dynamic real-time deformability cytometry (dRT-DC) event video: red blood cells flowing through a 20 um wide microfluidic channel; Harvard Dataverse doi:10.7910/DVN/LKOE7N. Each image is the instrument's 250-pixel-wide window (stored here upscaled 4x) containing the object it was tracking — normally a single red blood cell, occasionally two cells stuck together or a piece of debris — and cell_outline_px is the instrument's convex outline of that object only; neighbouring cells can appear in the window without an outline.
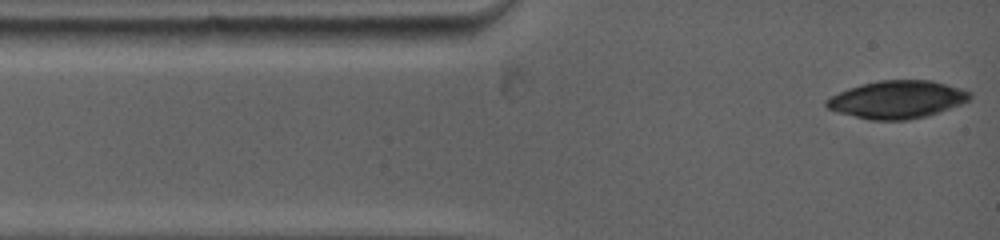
{"species": "common noctule bat (a hibernating species)", "species_latin": "Nyctalus noctula", "temperature_condition": "warm", "stored_images_in_passage": 9, "camera_frame_rate_fps": 5000, "um_per_image_px": 0.085, "animal": {"sex": "female", "body_mass_g": 19.0, "forearm_length_mm": 53.3}, "frame": {"image": 1, "passage_image": 1, "time_ms": 0.0, "image_size_px": [1000, 240], "cell_outline_px": [[972, 96], [968, 100], [960, 104], [924, 116], [908, 120], [868, 120], [836, 112], [828, 108], [824, 104], [824, 100], [848, 88], [860, 84], [880, 80], [932, 80], [960, 88], [972, 92]], "centroid_in_image_um": [76.21, 8.45], "position_along_channel_um": 8.8, "area_um2": 31.44}}